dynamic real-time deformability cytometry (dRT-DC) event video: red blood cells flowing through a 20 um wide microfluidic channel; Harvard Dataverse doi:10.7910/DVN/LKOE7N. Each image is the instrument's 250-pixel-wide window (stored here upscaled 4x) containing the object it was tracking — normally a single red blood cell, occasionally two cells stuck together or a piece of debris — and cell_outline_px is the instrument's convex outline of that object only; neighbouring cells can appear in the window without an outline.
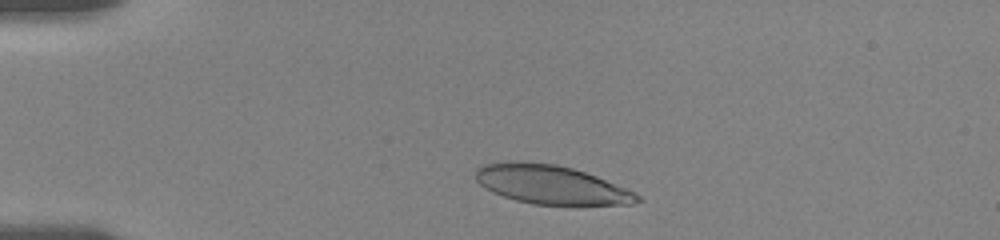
{"species": "human", "species_latin": "Homo sapiens", "temperature_condition": "room temperature", "stored_images_in_passage": 4, "camera_frame_rate_fps": 3000, "um_per_image_px": 0.085, "donor": {"sex": "female"}, "frame": {"image": 1, "passage_image": 3, "time_ms": 0.667, "image_size_px": [1000, 240], "cell_outline_px": [[644, 200], [632, 204], [580, 208], [576, 208], [532, 204], [516, 200], [492, 192], [480, 184], [476, 180], [476, 168], [484, 164], [504, 160], [556, 164], [572, 168], [596, 176], [636, 192]], "centroid_in_image_um": [46.93, 15.75], "position_along_channel_um": 38.1, "area_um2": 37.92}}